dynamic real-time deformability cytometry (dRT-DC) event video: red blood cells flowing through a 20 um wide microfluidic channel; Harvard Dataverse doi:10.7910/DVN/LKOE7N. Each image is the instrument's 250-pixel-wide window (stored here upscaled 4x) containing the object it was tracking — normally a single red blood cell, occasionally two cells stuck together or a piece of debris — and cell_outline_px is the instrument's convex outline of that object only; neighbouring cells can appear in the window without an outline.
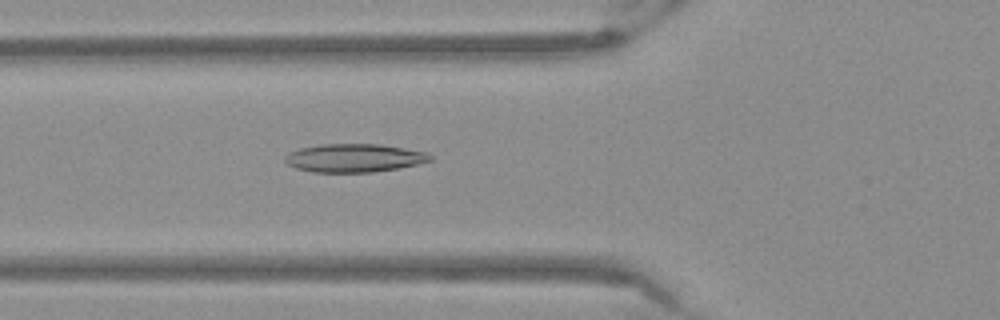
{"species": "Egyptian fruit bat (a non-hibernating species)", "species_latin": "Rousettus aegyptiacus", "temperature_condition": "warm", "stored_images_in_passage": 52, "camera_frame_rate_fps": 3000, "um_per_image_px": 0.085, "frame": {"image": 1, "passage_image": 19, "time_ms": 6.0, "image_size_px": [1000, 320], "cell_outline_px": [[432, 160], [400, 168], [372, 172], [312, 172], [296, 168], [288, 164], [284, 160], [284, 156], [288, 152], [300, 148], [320, 144], [376, 144], [404, 148], [428, 152], [432, 156]], "centroid_in_image_um": [30.09, 13.43], "position_along_channel_um": 95.7, "area_um2": 23.99}}
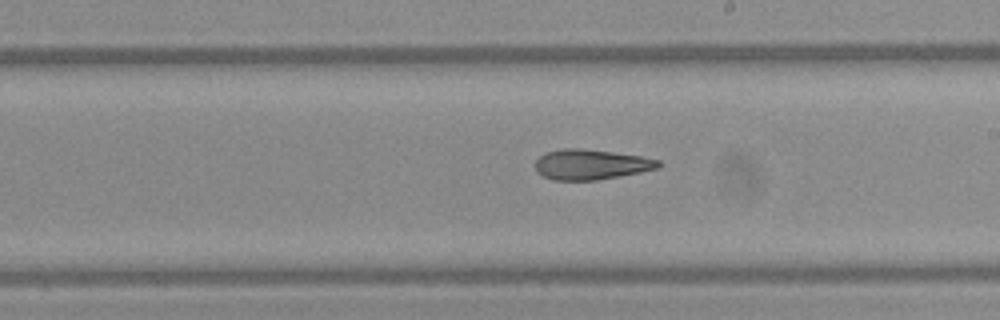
{"frame": {"image": 2, "passage_image": 30, "time_ms": 9.667, "image_size_px": [1000, 320], "cell_outline_px": [[664, 164], [660, 168], [620, 176], [596, 180], [552, 180], [536, 172], [536, 160], [544, 152], [560, 148], [580, 148], [612, 152], [640, 156], [660, 160]], "centroid_in_image_um": [50.24, 13.97], "position_along_channel_um": 238.8, "area_um2": 21.85}}
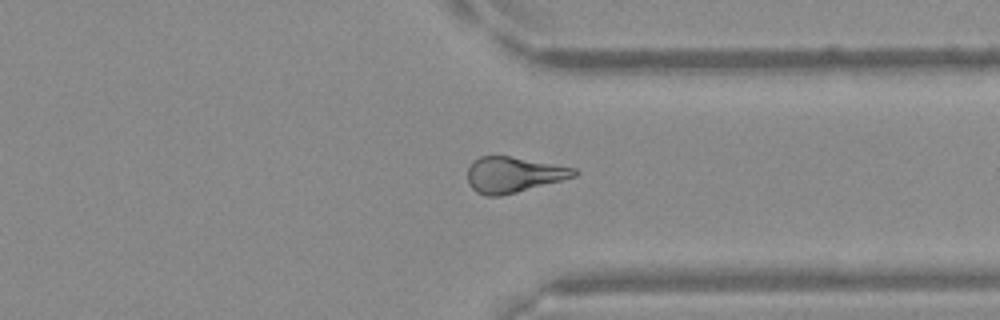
{"frame": {"image": 3, "passage_image": 40, "time_ms": 13.0, "image_size_px": [1000, 320], "cell_outline_px": [[580, 172], [576, 176], [516, 192], [500, 196], [484, 196], [476, 192], [468, 184], [468, 168], [480, 156], [508, 156], [576, 168]], "centroid_in_image_um": [43.64, 14.86], "position_along_channel_um": 367.8, "area_um2": 21.85}}